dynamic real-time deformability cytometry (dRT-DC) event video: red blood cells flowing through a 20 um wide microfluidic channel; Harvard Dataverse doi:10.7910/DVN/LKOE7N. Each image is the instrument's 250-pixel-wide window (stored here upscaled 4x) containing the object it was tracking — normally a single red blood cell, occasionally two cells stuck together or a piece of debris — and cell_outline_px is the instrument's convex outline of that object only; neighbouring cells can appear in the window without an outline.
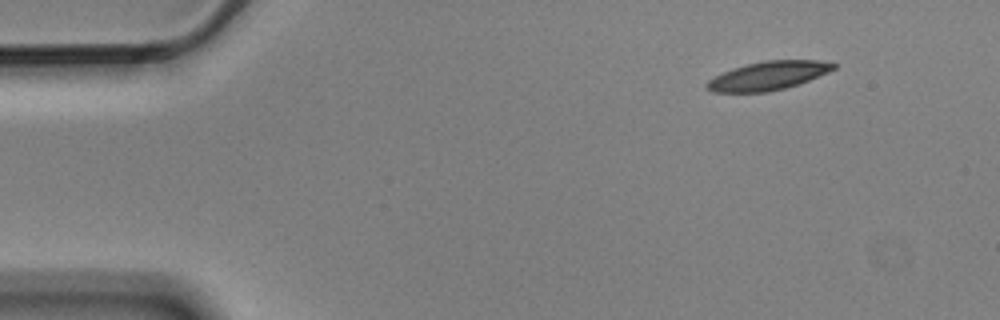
{"species": "Egyptian fruit bat (a non-hibernating species)", "species_latin": "Rousettus aegyptiacus", "temperature_condition": "cold", "stored_images_in_passage": 7, "camera_frame_rate_fps": 3000, "um_per_image_px": 0.085, "animal": {"sex": "male"}, "frame": {"image": 1, "passage_image": 1, "time_ms": 0.0, "image_size_px": [1000, 320], "cell_outline_px": [[836, 68], [828, 72], [808, 80], [784, 88], [768, 92], [712, 92], [704, 88], [704, 84], [708, 80], [732, 68], [764, 60], [816, 60], [836, 64]], "centroid_in_image_um": [65.24, 6.44], "position_along_channel_um": 19.8, "area_um2": 20.92}}
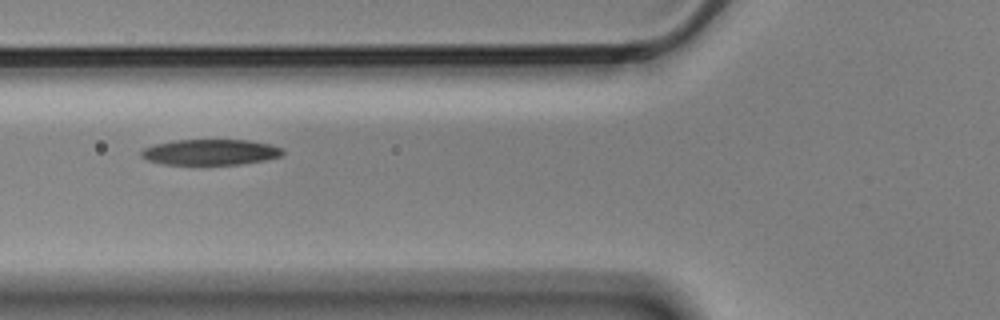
{"frame": {"image": 2, "passage_image": 5, "time_ms": 1.333, "image_size_px": [1000, 320], "cell_outline_px": [[284, 152], [280, 156], [264, 160], [240, 164], [164, 164], [148, 160], [140, 156], [140, 152], [144, 148], [156, 144], [176, 140], [248, 140], [272, 144], [284, 148]], "centroid_in_image_um": [17.92, 12.92], "position_along_channel_um": 107.9, "area_um2": 21.1}}
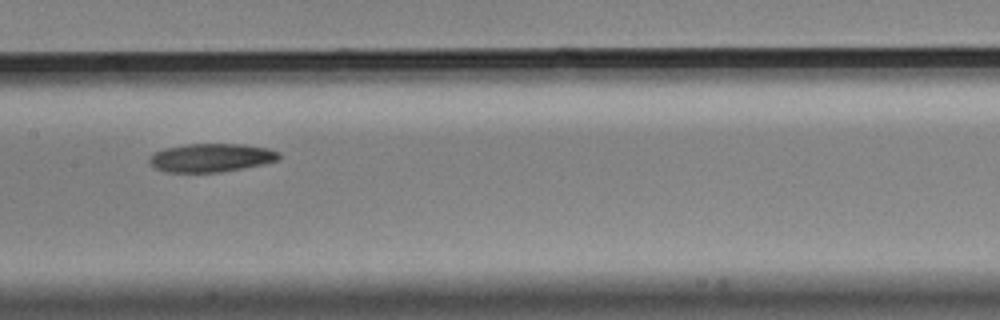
{"frame": {"image": 3, "passage_image": 7, "time_ms": 2.0, "image_size_px": [1000, 320], "cell_outline_px": [[280, 160], [264, 164], [220, 172], [168, 172], [156, 168], [148, 160], [148, 156], [164, 148], [188, 144], [244, 144], [268, 148], [280, 152]], "centroid_in_image_um": [17.98, 13.4], "position_along_channel_um": 189.4, "area_um2": 21.5}}